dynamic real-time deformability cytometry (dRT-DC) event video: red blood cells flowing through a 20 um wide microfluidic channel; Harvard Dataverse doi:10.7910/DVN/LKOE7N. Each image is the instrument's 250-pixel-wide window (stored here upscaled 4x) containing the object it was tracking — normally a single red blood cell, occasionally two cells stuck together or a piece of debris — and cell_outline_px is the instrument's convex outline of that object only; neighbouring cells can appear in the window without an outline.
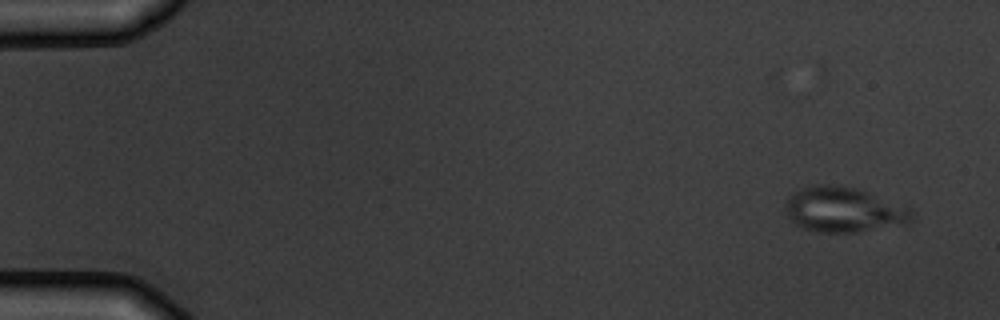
{"species": "common noctule bat (a hibernating species)", "species_latin": "Nyctalus noctula", "temperature_condition": "warm", "stored_images_in_passage": 9, "camera_frame_rate_fps": 3000, "um_per_image_px": 0.085, "animal": {"sex": "male", "body_mass_g": 19.5, "forearm_length_mm": 54.6}, "frame": {"image": 1, "passage_image": 1, "time_ms": 0.0, "image_size_px": [1000, 320], "cell_outline_px": [[916, 212], [912, 220], [904, 224], [856, 232], [820, 232], [804, 228], [796, 224], [784, 212], [784, 208], [788, 200], [796, 192], [804, 188], [816, 184], [840, 184], [856, 188], [868, 192], [912, 208]], "centroid_in_image_um": [71.76, 17.82], "position_along_channel_um": 13.2, "area_um2": 33.18}}